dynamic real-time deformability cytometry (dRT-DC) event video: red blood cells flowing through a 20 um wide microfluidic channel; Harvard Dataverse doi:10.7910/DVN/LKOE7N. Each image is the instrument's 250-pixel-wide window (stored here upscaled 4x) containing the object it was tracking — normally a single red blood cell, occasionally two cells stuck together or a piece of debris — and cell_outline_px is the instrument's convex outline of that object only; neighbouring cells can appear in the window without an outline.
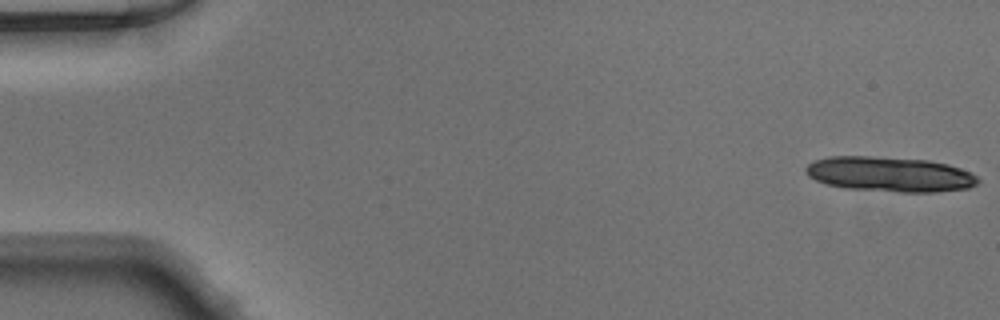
{"species": "Egyptian fruit bat (a non-hibernating species)", "species_latin": "Rousettus aegyptiacus", "temperature_condition": "warm", "stored_images_in_passage": 9, "camera_frame_rate_fps": 3000, "um_per_image_px": 0.085, "animal": {"sex": "male"}, "frame": {"image": 1, "passage_image": 1, "time_ms": 0.0, "image_size_px": [1000, 320], "cell_outline_px": [[980, 180], [976, 184], [968, 188], [936, 192], [896, 192], [844, 188], [828, 184], [816, 180], [808, 176], [804, 172], [804, 168], [808, 164], [816, 160], [828, 156], [868, 156], [928, 160], [948, 164], [960, 168], [976, 176]], "centroid_in_image_um": [75.6, 14.81], "position_along_channel_um": 9.4, "area_um2": 35.14}}